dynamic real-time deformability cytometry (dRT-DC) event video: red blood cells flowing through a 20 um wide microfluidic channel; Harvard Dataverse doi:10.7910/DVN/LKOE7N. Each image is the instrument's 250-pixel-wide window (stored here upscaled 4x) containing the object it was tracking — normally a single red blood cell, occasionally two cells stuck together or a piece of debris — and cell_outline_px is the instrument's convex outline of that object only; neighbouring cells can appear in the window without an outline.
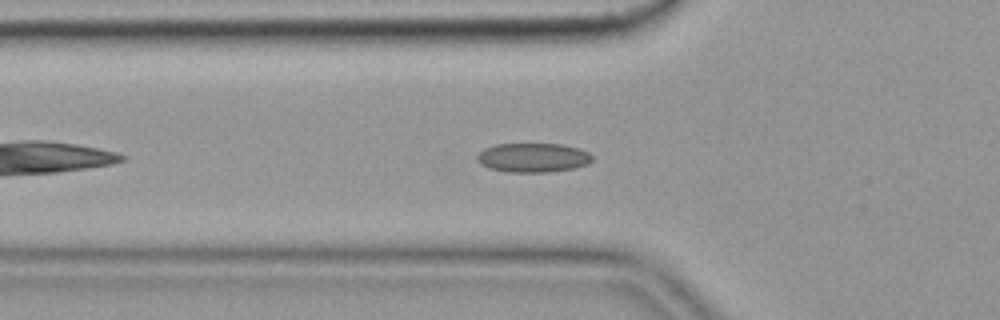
{"species": "common noctule bat (a hibernating species)", "species_latin": "Nyctalus noctula", "temperature_condition": "cold", "stored_images_in_passage": 43, "camera_frame_rate_fps": 3000, "um_per_image_px": 0.085, "animal": {"sex": "female", "body_mass_g": 19.9}, "frame": {"image": 1, "passage_image": 7, "time_ms": 2.0, "image_size_px": [1000, 320], "cell_outline_px": [[592, 160], [588, 164], [572, 168], [548, 172], [508, 172], [488, 168], [480, 164], [476, 160], [476, 156], [484, 148], [496, 144], [560, 144], [576, 148], [588, 152], [592, 156]], "centroid_in_image_um": [45.26, 13.4], "position_along_channel_um": 80.5, "area_um2": 19.54}, "authors_computed_cell_mechanics": {"area_um2": 18.5538, "velocity_mm_per_s": 3.628, "shape_relaxation_time_tau1_ms": null, "shape_relaxation_time_tau2_ms": 2.2168, "deformation_change_tau1": null, "deformation_change_tau2": 0.0638}}